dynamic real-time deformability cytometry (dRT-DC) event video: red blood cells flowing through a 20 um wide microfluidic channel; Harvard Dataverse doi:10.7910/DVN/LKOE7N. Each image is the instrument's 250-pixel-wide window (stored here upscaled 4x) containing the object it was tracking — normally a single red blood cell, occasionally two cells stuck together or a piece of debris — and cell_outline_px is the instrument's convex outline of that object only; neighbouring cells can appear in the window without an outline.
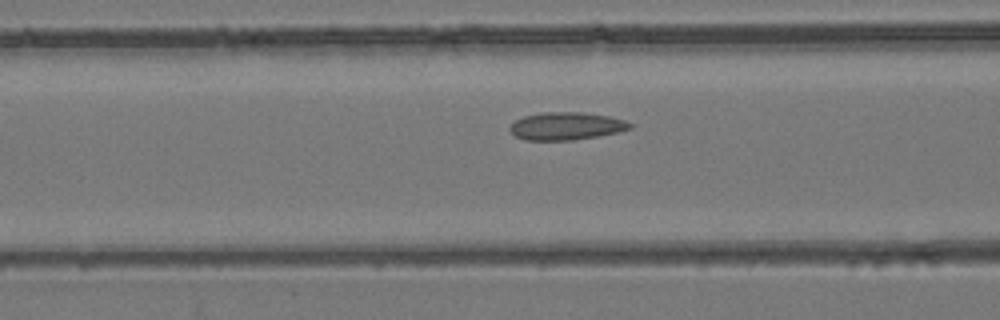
{"species": "common noctule bat (a hibernating species)", "species_latin": "Nyctalus noctula", "temperature_condition": "room temperature", "stored_images_in_passage": 42, "camera_frame_rate_fps": 3000, "um_per_image_px": 0.085, "animal": {"sex": "female", "body_mass_g": 24.6, "forearm_length_mm": 56.2}, "frame": {"image": 1, "passage_image": 14, "time_ms": 4.333, "image_size_px": [1000, 320], "cell_outline_px": [[632, 128], [616, 132], [596, 136], [572, 140], [524, 140], [516, 136], [508, 128], [516, 120], [524, 116], [544, 112], [580, 112], [608, 116], [624, 120], [632, 124]], "centroid_in_image_um": [48.11, 10.71], "position_along_channel_um": 118.5, "area_um2": 19.13}}
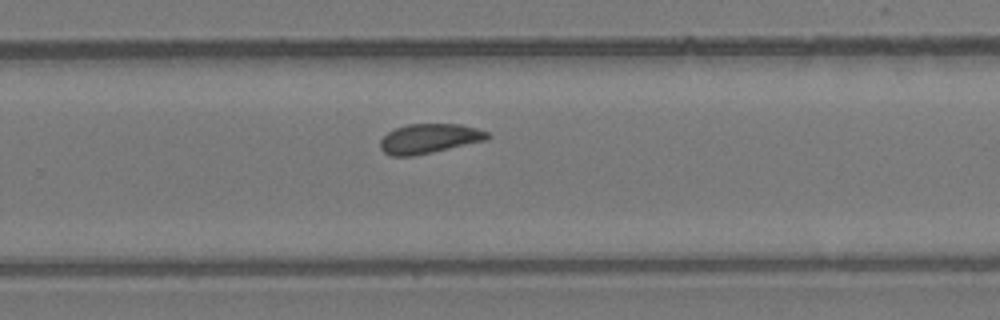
{"frame": {"image": 2, "passage_image": 26, "time_ms": 8.333, "image_size_px": [1000, 320], "cell_outline_px": [[492, 136], [488, 140], [432, 152], [412, 156], [392, 156], [384, 152], [380, 148], [380, 140], [388, 132], [396, 128], [408, 124], [460, 124], [476, 128], [488, 132]], "centroid_in_image_um": [36.51, 11.78], "position_along_channel_um": 293.3, "area_um2": 18.5}}
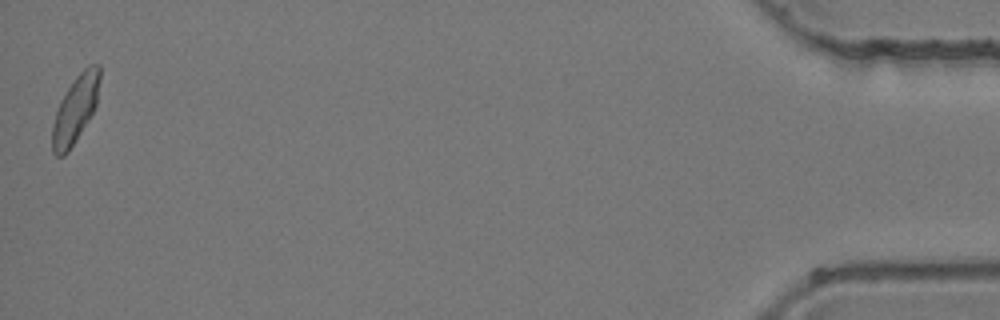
{"frame": {"image": 3, "passage_image": 42, "time_ms": 13.667, "image_size_px": [1000, 320], "cell_outline_px": [[100, 80], [96, 104], [88, 120], [68, 152], [64, 156], [56, 156], [52, 152], [52, 124], [60, 100], [72, 80], [88, 64], [100, 64]], "centroid_in_image_um": [6.39, 9.27], "position_along_channel_um": 428.8, "area_um2": 18.55}}